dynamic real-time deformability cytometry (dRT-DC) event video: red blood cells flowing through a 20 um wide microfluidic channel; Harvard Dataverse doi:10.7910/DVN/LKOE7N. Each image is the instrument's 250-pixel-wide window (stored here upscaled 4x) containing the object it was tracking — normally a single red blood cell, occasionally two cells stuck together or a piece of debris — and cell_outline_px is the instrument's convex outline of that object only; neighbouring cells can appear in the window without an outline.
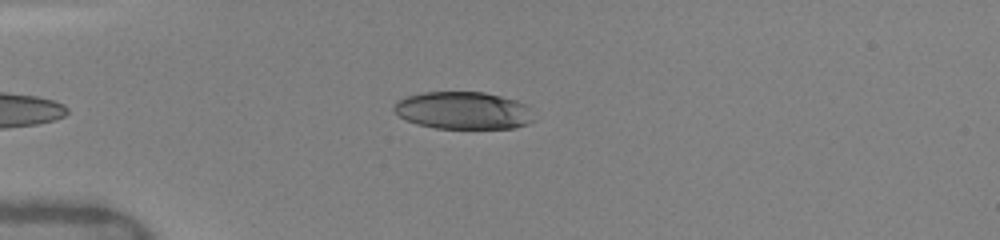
{"species": "human", "species_latin": "Homo sapiens", "temperature_condition": "warm", "stored_images_in_passage": 24, "camera_frame_rate_fps": 3000, "um_per_image_px": 0.085, "donor": {"sex": "female"}, "frame": {"image": 1, "passage_image": 1, "time_ms": 0.0, "image_size_px": [1000, 240], "cell_outline_px": [[536, 120], [528, 124], [516, 128], [436, 128], [416, 124], [400, 116], [392, 108], [396, 100], [408, 96], [424, 92], [484, 92], [516, 100], [528, 104]], "centroid_in_image_um": [39.43, 9.39], "position_along_channel_um": 45.6, "area_um2": 30.75}}
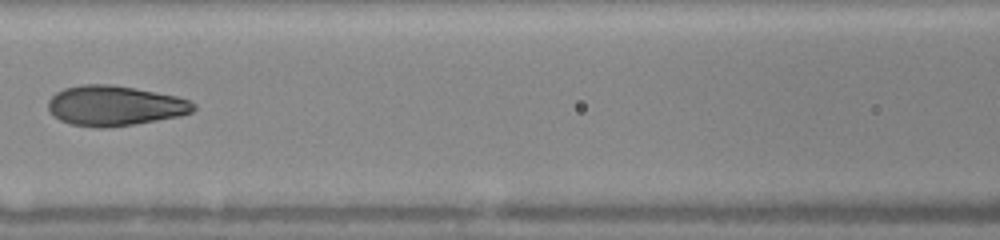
{"frame": {"image": 2, "passage_image": 8, "time_ms": 3.333, "image_size_px": [1000, 240], "cell_outline_px": [[196, 108], [192, 112], [180, 116], [132, 124], [104, 128], [96, 128], [72, 124], [60, 120], [48, 108], [48, 100], [56, 92], [64, 88], [84, 84], [112, 84], [176, 96], [192, 100], [196, 104]], "centroid_in_image_um": [9.77, 8.98], "position_along_channel_um": 156.8, "area_um2": 33.81}}
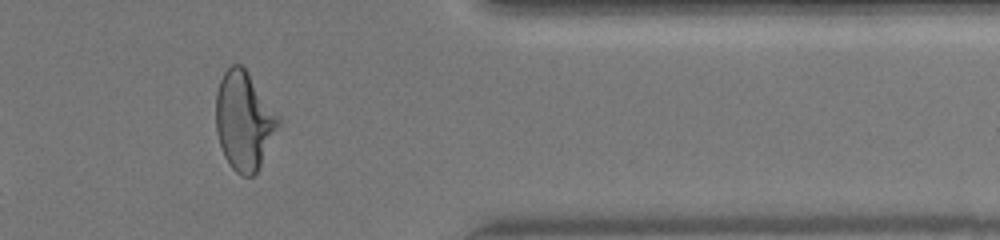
{"frame": {"image": 3, "passage_image": 21, "time_ms": 9.333, "image_size_px": [1000, 240], "cell_outline_px": [[284, 120], [256, 172], [252, 176], [240, 176], [232, 168], [224, 156], [216, 132], [216, 92], [220, 80], [224, 72], [232, 64], [240, 64], [248, 72]], "centroid_in_image_um": [20.78, 10.26], "position_along_channel_um": 390.6, "area_um2": 36.24}, "authors_computed_cell_mechanics": {"area_um2": 34.2176, "velocity_mm_per_s": 4.1112, "shape_relaxation_time_tau1_ms": 4.2525, "shape_relaxation_time_tau2_ms": 0.6723, "deformation_change_tau1": 0.1794, "deformation_change_tau2": 0.0479}}